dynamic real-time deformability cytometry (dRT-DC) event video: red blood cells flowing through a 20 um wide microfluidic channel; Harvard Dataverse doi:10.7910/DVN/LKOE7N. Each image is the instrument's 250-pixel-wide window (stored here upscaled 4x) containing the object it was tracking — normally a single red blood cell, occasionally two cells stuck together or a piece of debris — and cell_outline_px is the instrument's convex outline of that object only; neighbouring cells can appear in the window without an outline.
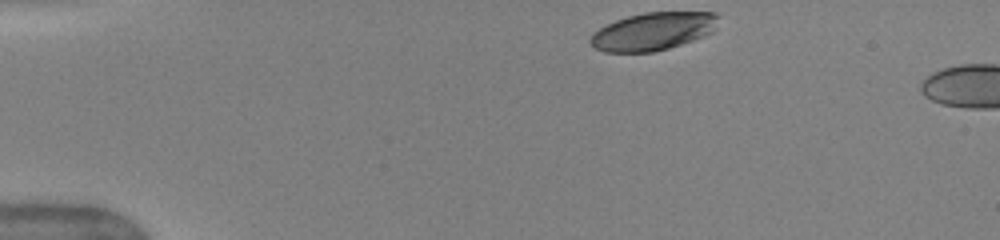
{"species": "human", "species_latin": "Homo sapiens", "temperature_condition": "warm", "stored_images_in_passage": 42, "camera_frame_rate_fps": 3000, "um_per_image_px": 0.085, "donor": {"sex": "female"}, "frame": {"image": 1, "passage_image": 1, "time_ms": 0.0, "image_size_px": [1000, 240], "cell_outline_px": [[720, 16], [716, 28], [712, 32], [704, 36], [668, 48], [652, 52], [604, 52], [596, 48], [588, 40], [592, 32], [616, 20], [628, 16], [644, 12], [716, 12]], "centroid_in_image_um": [55.53, 2.65], "position_along_channel_um": 29.5, "area_um2": 28.26}}
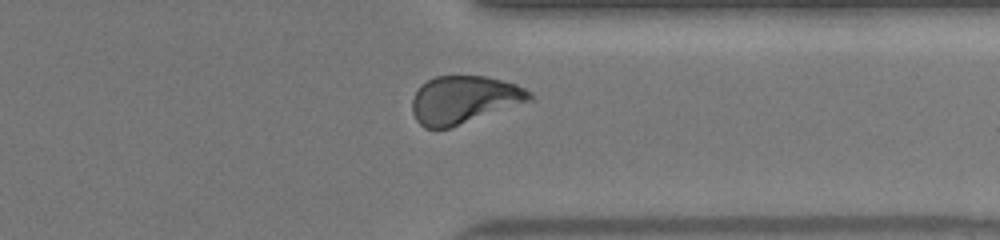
{"frame": {"image": 2, "passage_image": 32, "time_ms": 10.333, "image_size_px": [1000, 240], "cell_outline_px": [[536, 100], [448, 128], [424, 128], [416, 120], [412, 112], [412, 100], [420, 84], [436, 76], [488, 76], [516, 84], [532, 92]], "centroid_in_image_um": [39.48, 8.47], "position_along_channel_um": 371.9, "area_um2": 32.95}}
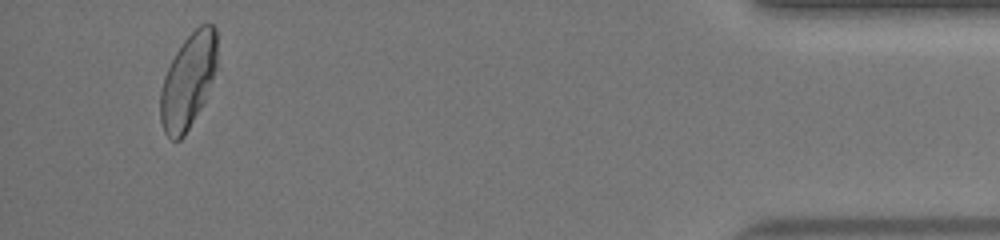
{"frame": {"image": 3, "passage_image": 40, "time_ms": 13.0, "image_size_px": [1000, 240], "cell_outline_px": [[216, 68], [204, 100], [200, 108], [184, 136], [180, 140], [172, 140], [164, 132], [160, 120], [160, 92], [164, 76], [176, 52], [184, 40], [200, 24], [212, 24], [216, 28]], "centroid_in_image_um": [15.97, 6.89], "position_along_channel_um": 419.2, "area_um2": 30.81}, "authors_computed_cell_mechanics": {"area_um2": 32.2524, "velocity_mm_per_s": 4.0311, "shape_relaxation_time_tau1_ms": 5.223, "shape_relaxation_time_tau2_ms": 1.266, "deformation_change_tau1": 0.1793, "deformation_change_tau2": 0.0731}}